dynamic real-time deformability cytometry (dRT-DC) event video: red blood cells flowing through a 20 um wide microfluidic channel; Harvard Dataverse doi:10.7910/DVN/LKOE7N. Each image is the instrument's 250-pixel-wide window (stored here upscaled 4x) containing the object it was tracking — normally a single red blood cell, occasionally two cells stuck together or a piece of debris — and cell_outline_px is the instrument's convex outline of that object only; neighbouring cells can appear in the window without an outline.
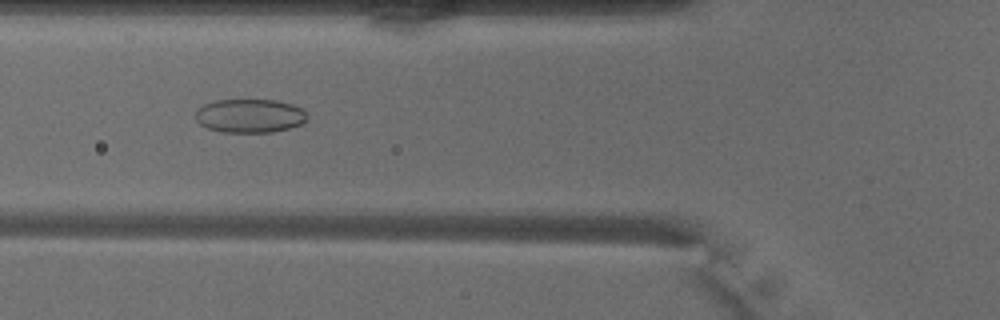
{"species": "common noctule bat (a hibernating species)", "species_latin": "Nyctalus noctula", "temperature_condition": "warm", "stored_images_in_passage": 48, "camera_frame_rate_fps": 3000, "um_per_image_px": 0.085, "animal": {"sex": "male", "body_mass_g": 18.8}, "frame": {"image": 1, "passage_image": 17, "time_ms": 5.333, "image_size_px": [1000, 320], "cell_outline_px": [[308, 120], [300, 124], [288, 128], [272, 132], [220, 132], [208, 128], [200, 124], [196, 120], [196, 112], [204, 104], [216, 100], [276, 100], [292, 104], [300, 108], [308, 116]], "centroid_in_image_um": [21.23, 9.84], "position_along_channel_um": 104.6, "area_um2": 21.85}}
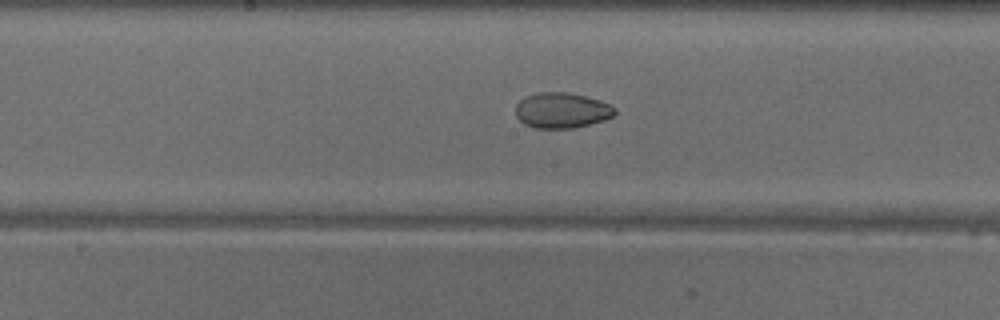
{"frame": {"image": 2, "passage_image": 24, "time_ms": 7.667, "image_size_px": [1000, 320], "cell_outline_px": [[616, 112], [612, 116], [604, 120], [572, 128], [536, 128], [524, 124], [516, 116], [516, 104], [524, 96], [540, 92], [568, 92], [600, 100], [612, 104], [616, 108]], "centroid_in_image_um": [47.75, 9.37], "position_along_channel_um": 200.4, "area_um2": 20.58}}
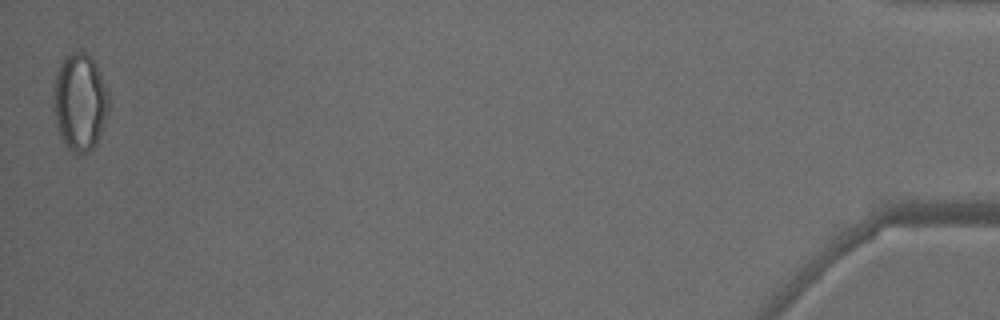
{"frame": {"image": 3, "passage_image": 48, "time_ms": 15.667, "image_size_px": [1000, 320], "cell_outline_px": [[108, 112], [100, 136], [96, 144], [88, 152], [72, 152], [68, 148], [60, 136], [52, 108], [52, 96], [56, 76], [60, 64], [72, 52], [84, 52], [96, 64], [108, 92]], "centroid_in_image_um": [6.78, 8.7], "position_along_channel_um": 428.4, "area_um2": 31.1}, "authors_computed_cell_mechanics": {"area_um2": 23.8136, "velocity_mm_per_s": 4.0895, "shape_relaxation_time_tau1_ms": null, "shape_relaxation_time_tau2_ms": 2.3065, "deformation_change_tau1": null, "deformation_change_tau2": 0.0533}}